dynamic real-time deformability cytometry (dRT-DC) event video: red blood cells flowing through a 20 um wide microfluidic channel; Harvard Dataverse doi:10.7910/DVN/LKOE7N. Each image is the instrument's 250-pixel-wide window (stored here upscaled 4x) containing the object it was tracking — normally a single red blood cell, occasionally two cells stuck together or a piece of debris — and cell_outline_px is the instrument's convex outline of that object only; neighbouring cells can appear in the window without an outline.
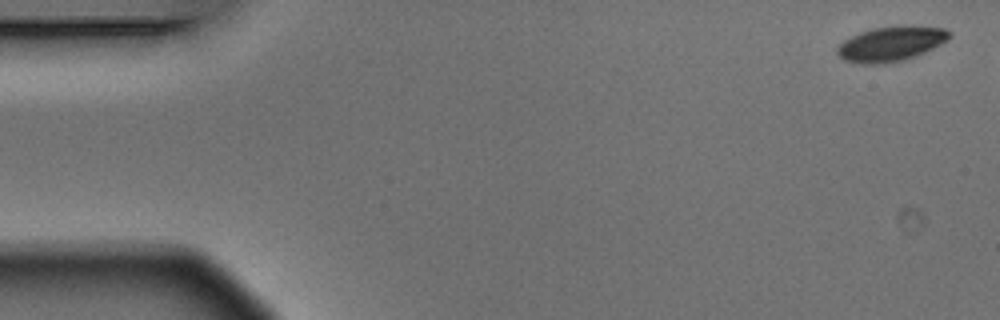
{"species": "Egyptian fruit bat (a non-hibernating species)", "species_latin": "Rousettus aegyptiacus", "temperature_condition": "warm", "stored_images_in_passage": 5, "camera_frame_rate_fps": 3000, "um_per_image_px": 0.085, "animal": {"sex": "male"}, "frame": {"image": 1, "passage_image": 1, "time_ms": 0.0, "image_size_px": [1000, 320], "cell_outline_px": [[952, 36], [948, 40], [916, 56], [904, 60], [880, 64], [864, 64], [844, 60], [836, 52], [836, 48], [844, 40], [860, 32], [872, 28], [944, 28], [952, 32]], "centroid_in_image_um": [75.7, 3.77], "position_along_channel_um": 9.3, "area_um2": 21.96}}